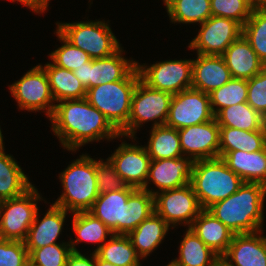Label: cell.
Wrapping results in <instances>:
<instances>
[{"instance_id":"47","label":"cell","mask_w":266,"mask_h":266,"mask_svg":"<svg viewBox=\"0 0 266 266\" xmlns=\"http://www.w3.org/2000/svg\"><path fill=\"white\" fill-rule=\"evenodd\" d=\"M216 266H229L227 265L221 258L218 260L217 265Z\"/></svg>"},{"instance_id":"17","label":"cell","mask_w":266,"mask_h":266,"mask_svg":"<svg viewBox=\"0 0 266 266\" xmlns=\"http://www.w3.org/2000/svg\"><path fill=\"white\" fill-rule=\"evenodd\" d=\"M108 159L128 186L145 187L151 162L145 147L123 142Z\"/></svg>"},{"instance_id":"25","label":"cell","mask_w":266,"mask_h":266,"mask_svg":"<svg viewBox=\"0 0 266 266\" xmlns=\"http://www.w3.org/2000/svg\"><path fill=\"white\" fill-rule=\"evenodd\" d=\"M169 224L155 212L143 220L127 236L130 238L137 255L146 258L162 242L169 230Z\"/></svg>"},{"instance_id":"11","label":"cell","mask_w":266,"mask_h":266,"mask_svg":"<svg viewBox=\"0 0 266 266\" xmlns=\"http://www.w3.org/2000/svg\"><path fill=\"white\" fill-rule=\"evenodd\" d=\"M9 89L21 110L36 112L47 109V117L52 116L55 109L54 97L43 66L33 67L19 81L9 86Z\"/></svg>"},{"instance_id":"32","label":"cell","mask_w":266,"mask_h":266,"mask_svg":"<svg viewBox=\"0 0 266 266\" xmlns=\"http://www.w3.org/2000/svg\"><path fill=\"white\" fill-rule=\"evenodd\" d=\"M72 222L73 230L77 236L75 241L69 242L73 252H78L75 244L80 241L99 243L94 250L96 252L105 243L107 236L113 235V232L100 219L95 218L88 211L73 213Z\"/></svg>"},{"instance_id":"46","label":"cell","mask_w":266,"mask_h":266,"mask_svg":"<svg viewBox=\"0 0 266 266\" xmlns=\"http://www.w3.org/2000/svg\"><path fill=\"white\" fill-rule=\"evenodd\" d=\"M96 266H115L107 261L101 260L96 256Z\"/></svg>"},{"instance_id":"33","label":"cell","mask_w":266,"mask_h":266,"mask_svg":"<svg viewBox=\"0 0 266 266\" xmlns=\"http://www.w3.org/2000/svg\"><path fill=\"white\" fill-rule=\"evenodd\" d=\"M96 252V256L115 266H141L130 238L127 235L113 234Z\"/></svg>"},{"instance_id":"41","label":"cell","mask_w":266,"mask_h":266,"mask_svg":"<svg viewBox=\"0 0 266 266\" xmlns=\"http://www.w3.org/2000/svg\"><path fill=\"white\" fill-rule=\"evenodd\" d=\"M28 251L23 241L0 238V266H26Z\"/></svg>"},{"instance_id":"18","label":"cell","mask_w":266,"mask_h":266,"mask_svg":"<svg viewBox=\"0 0 266 266\" xmlns=\"http://www.w3.org/2000/svg\"><path fill=\"white\" fill-rule=\"evenodd\" d=\"M194 161L188 156L171 159L151 160L147 182L143 190L149 191L148 181H152L159 191L179 188L190 183Z\"/></svg>"},{"instance_id":"8","label":"cell","mask_w":266,"mask_h":266,"mask_svg":"<svg viewBox=\"0 0 266 266\" xmlns=\"http://www.w3.org/2000/svg\"><path fill=\"white\" fill-rule=\"evenodd\" d=\"M172 96L168 92L149 87L139 79L132 96L128 123L119 131L120 135L133 139L136 129L142 123L152 120V127L165 125Z\"/></svg>"},{"instance_id":"14","label":"cell","mask_w":266,"mask_h":266,"mask_svg":"<svg viewBox=\"0 0 266 266\" xmlns=\"http://www.w3.org/2000/svg\"><path fill=\"white\" fill-rule=\"evenodd\" d=\"M198 35L189 48L197 54L222 56L227 47L242 34V26L233 19L211 16L200 24Z\"/></svg>"},{"instance_id":"1","label":"cell","mask_w":266,"mask_h":266,"mask_svg":"<svg viewBox=\"0 0 266 266\" xmlns=\"http://www.w3.org/2000/svg\"><path fill=\"white\" fill-rule=\"evenodd\" d=\"M55 104L52 131L69 151H76L88 142L115 139L120 132L86 98L63 100Z\"/></svg>"},{"instance_id":"19","label":"cell","mask_w":266,"mask_h":266,"mask_svg":"<svg viewBox=\"0 0 266 266\" xmlns=\"http://www.w3.org/2000/svg\"><path fill=\"white\" fill-rule=\"evenodd\" d=\"M262 231L234 234L221 259L229 266H266L265 236L261 235Z\"/></svg>"},{"instance_id":"39","label":"cell","mask_w":266,"mask_h":266,"mask_svg":"<svg viewBox=\"0 0 266 266\" xmlns=\"http://www.w3.org/2000/svg\"><path fill=\"white\" fill-rule=\"evenodd\" d=\"M212 16L233 19L243 26L254 7L250 0H210Z\"/></svg>"},{"instance_id":"20","label":"cell","mask_w":266,"mask_h":266,"mask_svg":"<svg viewBox=\"0 0 266 266\" xmlns=\"http://www.w3.org/2000/svg\"><path fill=\"white\" fill-rule=\"evenodd\" d=\"M197 55L192 60L191 88L209 94L232 79L223 56Z\"/></svg>"},{"instance_id":"2","label":"cell","mask_w":266,"mask_h":266,"mask_svg":"<svg viewBox=\"0 0 266 266\" xmlns=\"http://www.w3.org/2000/svg\"><path fill=\"white\" fill-rule=\"evenodd\" d=\"M100 219L113 234L128 235L154 212V195L127 186L99 194L88 211Z\"/></svg>"},{"instance_id":"3","label":"cell","mask_w":266,"mask_h":266,"mask_svg":"<svg viewBox=\"0 0 266 266\" xmlns=\"http://www.w3.org/2000/svg\"><path fill=\"white\" fill-rule=\"evenodd\" d=\"M265 196L266 185L244 182L235 193L207 210L234 234L255 233L263 229Z\"/></svg>"},{"instance_id":"48","label":"cell","mask_w":266,"mask_h":266,"mask_svg":"<svg viewBox=\"0 0 266 266\" xmlns=\"http://www.w3.org/2000/svg\"><path fill=\"white\" fill-rule=\"evenodd\" d=\"M1 128H0V148L3 147V136H2Z\"/></svg>"},{"instance_id":"10","label":"cell","mask_w":266,"mask_h":266,"mask_svg":"<svg viewBox=\"0 0 266 266\" xmlns=\"http://www.w3.org/2000/svg\"><path fill=\"white\" fill-rule=\"evenodd\" d=\"M155 213L162 217L170 227L184 223L190 227L194 219L203 210L192 185L165 190L162 192L153 191Z\"/></svg>"},{"instance_id":"9","label":"cell","mask_w":266,"mask_h":266,"mask_svg":"<svg viewBox=\"0 0 266 266\" xmlns=\"http://www.w3.org/2000/svg\"><path fill=\"white\" fill-rule=\"evenodd\" d=\"M40 199L42 198L33 185L19 197L2 200L0 204V238L24 242L37 214L36 204Z\"/></svg>"},{"instance_id":"30","label":"cell","mask_w":266,"mask_h":266,"mask_svg":"<svg viewBox=\"0 0 266 266\" xmlns=\"http://www.w3.org/2000/svg\"><path fill=\"white\" fill-rule=\"evenodd\" d=\"M215 118L219 126L246 131L266 130L265 117L255 111L247 102L226 107Z\"/></svg>"},{"instance_id":"28","label":"cell","mask_w":266,"mask_h":266,"mask_svg":"<svg viewBox=\"0 0 266 266\" xmlns=\"http://www.w3.org/2000/svg\"><path fill=\"white\" fill-rule=\"evenodd\" d=\"M15 159L0 148V200L16 198L32 187Z\"/></svg>"},{"instance_id":"34","label":"cell","mask_w":266,"mask_h":266,"mask_svg":"<svg viewBox=\"0 0 266 266\" xmlns=\"http://www.w3.org/2000/svg\"><path fill=\"white\" fill-rule=\"evenodd\" d=\"M171 22L200 23L209 19L210 0H163Z\"/></svg>"},{"instance_id":"7","label":"cell","mask_w":266,"mask_h":266,"mask_svg":"<svg viewBox=\"0 0 266 266\" xmlns=\"http://www.w3.org/2000/svg\"><path fill=\"white\" fill-rule=\"evenodd\" d=\"M57 30L75 47L86 52L91 59L109 57L121 48L105 21L59 23Z\"/></svg>"},{"instance_id":"45","label":"cell","mask_w":266,"mask_h":266,"mask_svg":"<svg viewBox=\"0 0 266 266\" xmlns=\"http://www.w3.org/2000/svg\"><path fill=\"white\" fill-rule=\"evenodd\" d=\"M254 8H266V0H250Z\"/></svg>"},{"instance_id":"43","label":"cell","mask_w":266,"mask_h":266,"mask_svg":"<svg viewBox=\"0 0 266 266\" xmlns=\"http://www.w3.org/2000/svg\"><path fill=\"white\" fill-rule=\"evenodd\" d=\"M92 257L88 258L78 252H71L68 255L66 266H96V254L93 252Z\"/></svg>"},{"instance_id":"37","label":"cell","mask_w":266,"mask_h":266,"mask_svg":"<svg viewBox=\"0 0 266 266\" xmlns=\"http://www.w3.org/2000/svg\"><path fill=\"white\" fill-rule=\"evenodd\" d=\"M56 34L64 44L49 55L54 65L74 71L91 60L86 52L75 47L58 30Z\"/></svg>"},{"instance_id":"15","label":"cell","mask_w":266,"mask_h":266,"mask_svg":"<svg viewBox=\"0 0 266 266\" xmlns=\"http://www.w3.org/2000/svg\"><path fill=\"white\" fill-rule=\"evenodd\" d=\"M120 48L106 58L91 59L73 73L85 86L86 90L101 84L123 80L136 66L137 62L122 57Z\"/></svg>"},{"instance_id":"24","label":"cell","mask_w":266,"mask_h":266,"mask_svg":"<svg viewBox=\"0 0 266 266\" xmlns=\"http://www.w3.org/2000/svg\"><path fill=\"white\" fill-rule=\"evenodd\" d=\"M222 159L244 182L266 185V147L255 152L230 151Z\"/></svg>"},{"instance_id":"23","label":"cell","mask_w":266,"mask_h":266,"mask_svg":"<svg viewBox=\"0 0 266 266\" xmlns=\"http://www.w3.org/2000/svg\"><path fill=\"white\" fill-rule=\"evenodd\" d=\"M220 258L226 253L234 233L207 209L189 227Z\"/></svg>"},{"instance_id":"49","label":"cell","mask_w":266,"mask_h":266,"mask_svg":"<svg viewBox=\"0 0 266 266\" xmlns=\"http://www.w3.org/2000/svg\"><path fill=\"white\" fill-rule=\"evenodd\" d=\"M26 266H34V265H32L31 263L28 262Z\"/></svg>"},{"instance_id":"27","label":"cell","mask_w":266,"mask_h":266,"mask_svg":"<svg viewBox=\"0 0 266 266\" xmlns=\"http://www.w3.org/2000/svg\"><path fill=\"white\" fill-rule=\"evenodd\" d=\"M49 81L54 101L86 98L87 90L73 71L60 68L53 63L43 67Z\"/></svg>"},{"instance_id":"22","label":"cell","mask_w":266,"mask_h":266,"mask_svg":"<svg viewBox=\"0 0 266 266\" xmlns=\"http://www.w3.org/2000/svg\"><path fill=\"white\" fill-rule=\"evenodd\" d=\"M66 215L67 211L65 209L52 204L42 220L39 221L37 211L24 241L28 254L34 249L56 243L62 232Z\"/></svg>"},{"instance_id":"26","label":"cell","mask_w":266,"mask_h":266,"mask_svg":"<svg viewBox=\"0 0 266 266\" xmlns=\"http://www.w3.org/2000/svg\"><path fill=\"white\" fill-rule=\"evenodd\" d=\"M266 147V130L246 131L238 128L220 126L219 157L227 152L242 150L260 151Z\"/></svg>"},{"instance_id":"21","label":"cell","mask_w":266,"mask_h":266,"mask_svg":"<svg viewBox=\"0 0 266 266\" xmlns=\"http://www.w3.org/2000/svg\"><path fill=\"white\" fill-rule=\"evenodd\" d=\"M222 56L232 78L249 80L265 68L243 34L227 47Z\"/></svg>"},{"instance_id":"5","label":"cell","mask_w":266,"mask_h":266,"mask_svg":"<svg viewBox=\"0 0 266 266\" xmlns=\"http://www.w3.org/2000/svg\"><path fill=\"white\" fill-rule=\"evenodd\" d=\"M243 183L220 157L194 161L190 184L202 209H208L214 203L226 199Z\"/></svg>"},{"instance_id":"6","label":"cell","mask_w":266,"mask_h":266,"mask_svg":"<svg viewBox=\"0 0 266 266\" xmlns=\"http://www.w3.org/2000/svg\"><path fill=\"white\" fill-rule=\"evenodd\" d=\"M139 79L136 66L123 80L89 88L86 99L120 131L128 123L132 96Z\"/></svg>"},{"instance_id":"4","label":"cell","mask_w":266,"mask_h":266,"mask_svg":"<svg viewBox=\"0 0 266 266\" xmlns=\"http://www.w3.org/2000/svg\"><path fill=\"white\" fill-rule=\"evenodd\" d=\"M63 193L54 205L67 212H87L99 196L95 159L80 155L60 175Z\"/></svg>"},{"instance_id":"16","label":"cell","mask_w":266,"mask_h":266,"mask_svg":"<svg viewBox=\"0 0 266 266\" xmlns=\"http://www.w3.org/2000/svg\"><path fill=\"white\" fill-rule=\"evenodd\" d=\"M183 156L193 161L219 157L220 126L216 118L202 124L178 129Z\"/></svg>"},{"instance_id":"42","label":"cell","mask_w":266,"mask_h":266,"mask_svg":"<svg viewBox=\"0 0 266 266\" xmlns=\"http://www.w3.org/2000/svg\"><path fill=\"white\" fill-rule=\"evenodd\" d=\"M247 103L266 118V68L248 80Z\"/></svg>"},{"instance_id":"13","label":"cell","mask_w":266,"mask_h":266,"mask_svg":"<svg viewBox=\"0 0 266 266\" xmlns=\"http://www.w3.org/2000/svg\"><path fill=\"white\" fill-rule=\"evenodd\" d=\"M214 118L209 94L190 88L172 96L165 125L178 130Z\"/></svg>"},{"instance_id":"31","label":"cell","mask_w":266,"mask_h":266,"mask_svg":"<svg viewBox=\"0 0 266 266\" xmlns=\"http://www.w3.org/2000/svg\"><path fill=\"white\" fill-rule=\"evenodd\" d=\"M145 148L151 160L183 156L178 130L167 125L152 127L148 146Z\"/></svg>"},{"instance_id":"36","label":"cell","mask_w":266,"mask_h":266,"mask_svg":"<svg viewBox=\"0 0 266 266\" xmlns=\"http://www.w3.org/2000/svg\"><path fill=\"white\" fill-rule=\"evenodd\" d=\"M242 34L266 64V8H254L250 18L242 26Z\"/></svg>"},{"instance_id":"35","label":"cell","mask_w":266,"mask_h":266,"mask_svg":"<svg viewBox=\"0 0 266 266\" xmlns=\"http://www.w3.org/2000/svg\"><path fill=\"white\" fill-rule=\"evenodd\" d=\"M247 91L248 80L232 78L225 85L209 93L214 116L226 107L247 102Z\"/></svg>"},{"instance_id":"40","label":"cell","mask_w":266,"mask_h":266,"mask_svg":"<svg viewBox=\"0 0 266 266\" xmlns=\"http://www.w3.org/2000/svg\"><path fill=\"white\" fill-rule=\"evenodd\" d=\"M95 160L97 188L99 194L125 189L128 185L116 172L114 165L107 158L106 162Z\"/></svg>"},{"instance_id":"12","label":"cell","mask_w":266,"mask_h":266,"mask_svg":"<svg viewBox=\"0 0 266 266\" xmlns=\"http://www.w3.org/2000/svg\"><path fill=\"white\" fill-rule=\"evenodd\" d=\"M139 65L140 79L149 87L172 95L192 86V60H166L150 66Z\"/></svg>"},{"instance_id":"44","label":"cell","mask_w":266,"mask_h":266,"mask_svg":"<svg viewBox=\"0 0 266 266\" xmlns=\"http://www.w3.org/2000/svg\"><path fill=\"white\" fill-rule=\"evenodd\" d=\"M22 3L24 6L31 8L33 12L42 13L48 7L49 0H12Z\"/></svg>"},{"instance_id":"38","label":"cell","mask_w":266,"mask_h":266,"mask_svg":"<svg viewBox=\"0 0 266 266\" xmlns=\"http://www.w3.org/2000/svg\"><path fill=\"white\" fill-rule=\"evenodd\" d=\"M72 252L70 243H55L32 250L29 263L34 266H66L68 255Z\"/></svg>"},{"instance_id":"29","label":"cell","mask_w":266,"mask_h":266,"mask_svg":"<svg viewBox=\"0 0 266 266\" xmlns=\"http://www.w3.org/2000/svg\"><path fill=\"white\" fill-rule=\"evenodd\" d=\"M180 243L179 258L170 262L173 266H216L220 259L190 228Z\"/></svg>"}]
</instances>
